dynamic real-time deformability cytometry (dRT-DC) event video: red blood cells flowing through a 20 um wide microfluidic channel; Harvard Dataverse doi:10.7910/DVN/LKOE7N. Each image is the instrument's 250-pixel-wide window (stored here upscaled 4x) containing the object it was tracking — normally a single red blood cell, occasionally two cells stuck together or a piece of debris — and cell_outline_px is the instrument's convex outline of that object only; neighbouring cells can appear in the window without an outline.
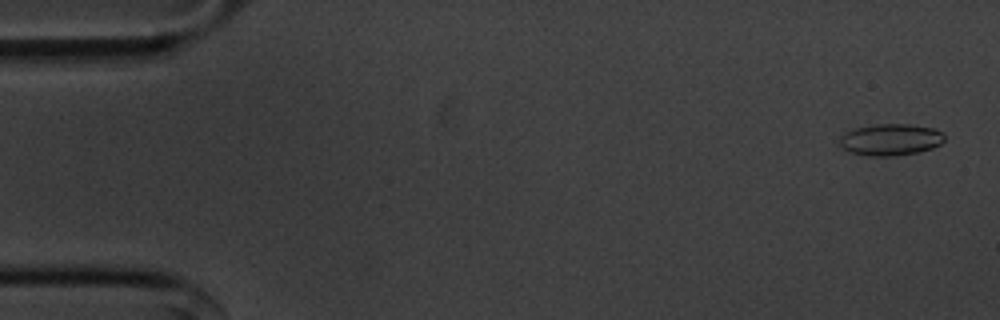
{"species": "common noctule bat (a hibernating species)", "species_latin": "Nyctalus noctula", "temperature_condition": "cold", "stored_images_in_passage": 54, "camera_frame_rate_fps": 3000, "um_per_image_px": 0.085, "animal": {"sex": "male", "body_mass_g": 20.1, "forearm_length_mm": 53.5}, "frame": {"image": 1, "passage_image": 1, "time_ms": 0.0, "image_size_px": [1000, 320], "cell_outline_px": [[944, 140], [940, 144], [932, 148], [916, 152], [892, 156], [872, 156], [852, 152], [844, 148], [840, 144], [840, 136], [844, 132], [856, 128], [872, 124], [908, 124], [932, 128], [944, 132]], "centroid_in_image_um": [75.7, 11.85], "position_along_channel_um": 9.3, "area_um2": 19.19}}
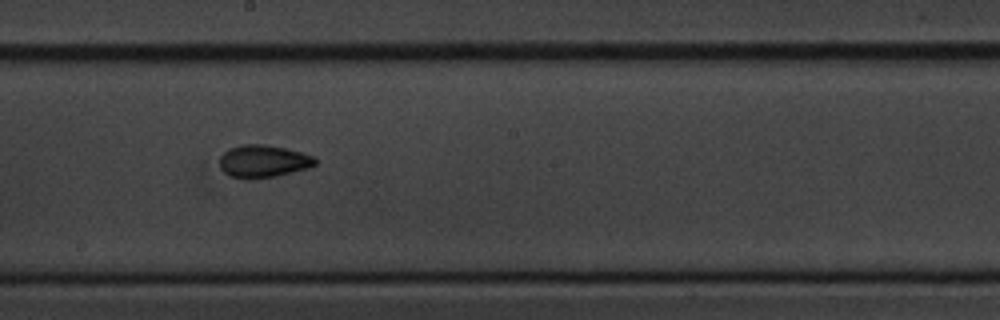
{"frame": {"image": 2, "passage_image": 29, "time_ms": 9.333, "image_size_px": [1000, 320], "cell_outline_px": [[316, 164], [308, 168], [276, 176], [256, 180], [244, 180], [228, 176], [220, 168], [220, 156], [228, 148], [240, 144], [264, 144], [284, 148], [316, 156]], "centroid_in_image_um": [22.34, 13.72], "position_along_channel_um": 225.9, "area_um2": 18.55}}
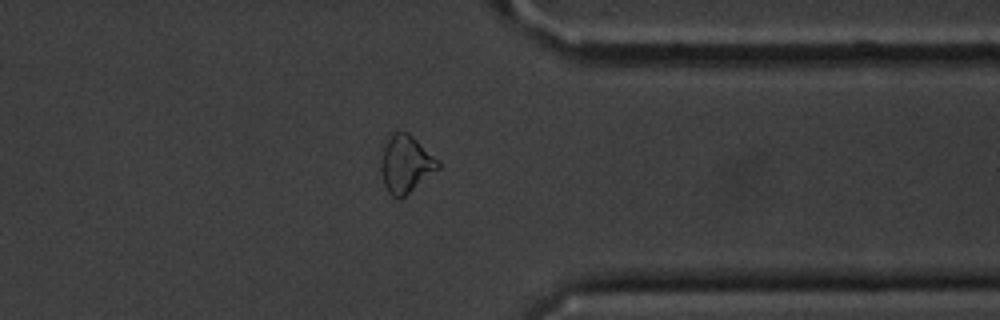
{"frame": {"image": 3, "passage_image": 42, "time_ms": 13.667, "image_size_px": [1000, 320], "cell_outline_px": [[440, 168], [400, 200], [392, 196], [388, 192], [384, 184], [380, 172], [380, 160], [384, 148], [388, 140], [396, 132], [408, 132], [440, 160]], "centroid_in_image_um": [34.51, 13.98], "position_along_channel_um": 376.9, "area_um2": 19.13}, "authors_computed_cell_mechanics": {"area_um2": 18.2359, "velocity_mm_per_s": 3.6315, "shape_relaxation_time_tau1_ms": 3.2098, "shape_relaxation_time_tau2_ms": 4.0026, "deformation_change_tau1": 0.0782, "deformation_change_tau2": 0.0785}}